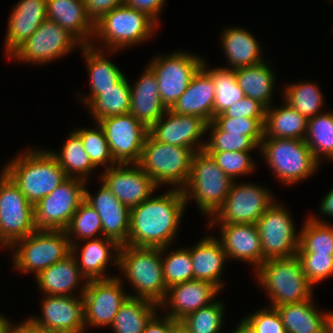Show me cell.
Returning <instances> with one entry per match:
<instances>
[{"mask_svg":"<svg viewBox=\"0 0 333 333\" xmlns=\"http://www.w3.org/2000/svg\"><path fill=\"white\" fill-rule=\"evenodd\" d=\"M234 333H255V331L250 326V324L245 319H243V321H241V323L235 329Z\"/></svg>","mask_w":333,"mask_h":333,"instance_id":"obj_58","label":"cell"},{"mask_svg":"<svg viewBox=\"0 0 333 333\" xmlns=\"http://www.w3.org/2000/svg\"><path fill=\"white\" fill-rule=\"evenodd\" d=\"M234 75L245 96L259 101L266 108L270 107L276 80L265 61L258 65L235 69Z\"/></svg>","mask_w":333,"mask_h":333,"instance_id":"obj_35","label":"cell"},{"mask_svg":"<svg viewBox=\"0 0 333 333\" xmlns=\"http://www.w3.org/2000/svg\"><path fill=\"white\" fill-rule=\"evenodd\" d=\"M103 129L111 154L117 163L134 164L141 158L149 129L130 113L97 121Z\"/></svg>","mask_w":333,"mask_h":333,"instance_id":"obj_16","label":"cell"},{"mask_svg":"<svg viewBox=\"0 0 333 333\" xmlns=\"http://www.w3.org/2000/svg\"><path fill=\"white\" fill-rule=\"evenodd\" d=\"M85 278L71 253L36 275V282L45 295L73 296L72 292Z\"/></svg>","mask_w":333,"mask_h":333,"instance_id":"obj_30","label":"cell"},{"mask_svg":"<svg viewBox=\"0 0 333 333\" xmlns=\"http://www.w3.org/2000/svg\"><path fill=\"white\" fill-rule=\"evenodd\" d=\"M87 243L82 246L81 257L78 258L76 253L78 248L77 243L72 241L71 253L75 256L80 273L88 280L110 279L113 277L105 276L104 271L109 265V261H113L118 267L120 245L112 239L105 238L102 240L99 237L87 239ZM113 248L111 252L109 251Z\"/></svg>","mask_w":333,"mask_h":333,"instance_id":"obj_28","label":"cell"},{"mask_svg":"<svg viewBox=\"0 0 333 333\" xmlns=\"http://www.w3.org/2000/svg\"><path fill=\"white\" fill-rule=\"evenodd\" d=\"M163 317V318H162ZM160 316L156 314L146 324L143 333H171L172 329L179 323L171 317ZM161 318V319H160Z\"/></svg>","mask_w":333,"mask_h":333,"instance_id":"obj_55","label":"cell"},{"mask_svg":"<svg viewBox=\"0 0 333 333\" xmlns=\"http://www.w3.org/2000/svg\"><path fill=\"white\" fill-rule=\"evenodd\" d=\"M245 320L255 333H287L275 307L263 308V310L249 315Z\"/></svg>","mask_w":333,"mask_h":333,"instance_id":"obj_51","label":"cell"},{"mask_svg":"<svg viewBox=\"0 0 333 333\" xmlns=\"http://www.w3.org/2000/svg\"><path fill=\"white\" fill-rule=\"evenodd\" d=\"M172 190V191H171ZM150 197L130 209V231L126 245L135 247H168L187 204L182 189H171Z\"/></svg>","mask_w":333,"mask_h":333,"instance_id":"obj_1","label":"cell"},{"mask_svg":"<svg viewBox=\"0 0 333 333\" xmlns=\"http://www.w3.org/2000/svg\"><path fill=\"white\" fill-rule=\"evenodd\" d=\"M97 126L98 129L84 128L74 132L80 137L86 153L96 168L101 165L105 166L108 162L111 167L118 165L111 154L103 129L99 124Z\"/></svg>","mask_w":333,"mask_h":333,"instance_id":"obj_47","label":"cell"},{"mask_svg":"<svg viewBox=\"0 0 333 333\" xmlns=\"http://www.w3.org/2000/svg\"><path fill=\"white\" fill-rule=\"evenodd\" d=\"M171 333H188L183 326L178 323L171 331Z\"/></svg>","mask_w":333,"mask_h":333,"instance_id":"obj_61","label":"cell"},{"mask_svg":"<svg viewBox=\"0 0 333 333\" xmlns=\"http://www.w3.org/2000/svg\"><path fill=\"white\" fill-rule=\"evenodd\" d=\"M3 171L33 206L68 179L58 160L42 149L18 155Z\"/></svg>","mask_w":333,"mask_h":333,"instance_id":"obj_2","label":"cell"},{"mask_svg":"<svg viewBox=\"0 0 333 333\" xmlns=\"http://www.w3.org/2000/svg\"><path fill=\"white\" fill-rule=\"evenodd\" d=\"M285 103L305 116L312 118L320 113V108L324 104L323 95L317 83H296L285 86Z\"/></svg>","mask_w":333,"mask_h":333,"instance_id":"obj_42","label":"cell"},{"mask_svg":"<svg viewBox=\"0 0 333 333\" xmlns=\"http://www.w3.org/2000/svg\"><path fill=\"white\" fill-rule=\"evenodd\" d=\"M47 20L58 23L82 45H91L94 23L86 12L84 0H47Z\"/></svg>","mask_w":333,"mask_h":333,"instance_id":"obj_27","label":"cell"},{"mask_svg":"<svg viewBox=\"0 0 333 333\" xmlns=\"http://www.w3.org/2000/svg\"><path fill=\"white\" fill-rule=\"evenodd\" d=\"M190 255L193 278L210 282L221 290L223 286L221 273L228 258L220 241L216 237H204L190 249Z\"/></svg>","mask_w":333,"mask_h":333,"instance_id":"obj_29","label":"cell"},{"mask_svg":"<svg viewBox=\"0 0 333 333\" xmlns=\"http://www.w3.org/2000/svg\"><path fill=\"white\" fill-rule=\"evenodd\" d=\"M86 12L95 23L112 9L124 4V0H84Z\"/></svg>","mask_w":333,"mask_h":333,"instance_id":"obj_53","label":"cell"},{"mask_svg":"<svg viewBox=\"0 0 333 333\" xmlns=\"http://www.w3.org/2000/svg\"><path fill=\"white\" fill-rule=\"evenodd\" d=\"M159 305L144 298L128 297L111 325L115 333H143L146 324L157 314Z\"/></svg>","mask_w":333,"mask_h":333,"instance_id":"obj_36","label":"cell"},{"mask_svg":"<svg viewBox=\"0 0 333 333\" xmlns=\"http://www.w3.org/2000/svg\"><path fill=\"white\" fill-rule=\"evenodd\" d=\"M219 291L215 285L207 281L195 279L186 281L168 288L159 308L170 306L171 310L169 311L171 312L165 316L179 322L188 314L214 302V297L219 294Z\"/></svg>","mask_w":333,"mask_h":333,"instance_id":"obj_22","label":"cell"},{"mask_svg":"<svg viewBox=\"0 0 333 333\" xmlns=\"http://www.w3.org/2000/svg\"><path fill=\"white\" fill-rule=\"evenodd\" d=\"M156 25L146 13L122 4L94 23V34L112 52L146 41L152 37Z\"/></svg>","mask_w":333,"mask_h":333,"instance_id":"obj_7","label":"cell"},{"mask_svg":"<svg viewBox=\"0 0 333 333\" xmlns=\"http://www.w3.org/2000/svg\"><path fill=\"white\" fill-rule=\"evenodd\" d=\"M194 154L190 148L159 142L148 133L137 164L157 186L167 183L175 189H183L189 178Z\"/></svg>","mask_w":333,"mask_h":333,"instance_id":"obj_5","label":"cell"},{"mask_svg":"<svg viewBox=\"0 0 333 333\" xmlns=\"http://www.w3.org/2000/svg\"><path fill=\"white\" fill-rule=\"evenodd\" d=\"M203 60L178 51L165 57H155L149 63L157 77L160 98L167 109H171L186 91L191 79L202 67Z\"/></svg>","mask_w":333,"mask_h":333,"instance_id":"obj_14","label":"cell"},{"mask_svg":"<svg viewBox=\"0 0 333 333\" xmlns=\"http://www.w3.org/2000/svg\"><path fill=\"white\" fill-rule=\"evenodd\" d=\"M256 270L258 281L272 301L270 307L298 303L312 297L313 286L296 255L265 260Z\"/></svg>","mask_w":333,"mask_h":333,"instance_id":"obj_4","label":"cell"},{"mask_svg":"<svg viewBox=\"0 0 333 333\" xmlns=\"http://www.w3.org/2000/svg\"><path fill=\"white\" fill-rule=\"evenodd\" d=\"M86 182L68 178L34 206V225L38 230H65L85 200Z\"/></svg>","mask_w":333,"mask_h":333,"instance_id":"obj_11","label":"cell"},{"mask_svg":"<svg viewBox=\"0 0 333 333\" xmlns=\"http://www.w3.org/2000/svg\"><path fill=\"white\" fill-rule=\"evenodd\" d=\"M233 181L223 205L212 216L213 224H256L262 214L274 203L272 194L253 184ZM216 221V222H215Z\"/></svg>","mask_w":333,"mask_h":333,"instance_id":"obj_12","label":"cell"},{"mask_svg":"<svg viewBox=\"0 0 333 333\" xmlns=\"http://www.w3.org/2000/svg\"><path fill=\"white\" fill-rule=\"evenodd\" d=\"M63 145L60 153L50 151L51 154L58 160L68 178H78L86 182L87 176L96 167L86 153L80 137L73 131Z\"/></svg>","mask_w":333,"mask_h":333,"instance_id":"obj_37","label":"cell"},{"mask_svg":"<svg viewBox=\"0 0 333 333\" xmlns=\"http://www.w3.org/2000/svg\"><path fill=\"white\" fill-rule=\"evenodd\" d=\"M165 1L166 0H124V4L146 13L158 23L159 12H161Z\"/></svg>","mask_w":333,"mask_h":333,"instance_id":"obj_54","label":"cell"},{"mask_svg":"<svg viewBox=\"0 0 333 333\" xmlns=\"http://www.w3.org/2000/svg\"><path fill=\"white\" fill-rule=\"evenodd\" d=\"M81 49L86 59L91 84V94L88 98L84 97L82 101L89 106L102 93V90L114 88L124 74L93 45H82Z\"/></svg>","mask_w":333,"mask_h":333,"instance_id":"obj_31","label":"cell"},{"mask_svg":"<svg viewBox=\"0 0 333 333\" xmlns=\"http://www.w3.org/2000/svg\"><path fill=\"white\" fill-rule=\"evenodd\" d=\"M167 247H135L122 245L118 269L137 290L132 298H144L158 305L164 300L167 286L164 281L162 255Z\"/></svg>","mask_w":333,"mask_h":333,"instance_id":"obj_3","label":"cell"},{"mask_svg":"<svg viewBox=\"0 0 333 333\" xmlns=\"http://www.w3.org/2000/svg\"><path fill=\"white\" fill-rule=\"evenodd\" d=\"M131 90L124 76L114 88L102 90V93L88 106L96 119L129 113Z\"/></svg>","mask_w":333,"mask_h":333,"instance_id":"obj_38","label":"cell"},{"mask_svg":"<svg viewBox=\"0 0 333 333\" xmlns=\"http://www.w3.org/2000/svg\"><path fill=\"white\" fill-rule=\"evenodd\" d=\"M75 296L46 295L41 303L43 318H29L36 326L61 333L85 331L82 294Z\"/></svg>","mask_w":333,"mask_h":333,"instance_id":"obj_20","label":"cell"},{"mask_svg":"<svg viewBox=\"0 0 333 333\" xmlns=\"http://www.w3.org/2000/svg\"><path fill=\"white\" fill-rule=\"evenodd\" d=\"M324 333H333V312L325 313Z\"/></svg>","mask_w":333,"mask_h":333,"instance_id":"obj_59","label":"cell"},{"mask_svg":"<svg viewBox=\"0 0 333 333\" xmlns=\"http://www.w3.org/2000/svg\"><path fill=\"white\" fill-rule=\"evenodd\" d=\"M105 169L101 181L129 209L149 199L157 188L153 179L137 163L106 165Z\"/></svg>","mask_w":333,"mask_h":333,"instance_id":"obj_18","label":"cell"},{"mask_svg":"<svg viewBox=\"0 0 333 333\" xmlns=\"http://www.w3.org/2000/svg\"><path fill=\"white\" fill-rule=\"evenodd\" d=\"M13 328V324L0 314V333H9Z\"/></svg>","mask_w":333,"mask_h":333,"instance_id":"obj_60","label":"cell"},{"mask_svg":"<svg viewBox=\"0 0 333 333\" xmlns=\"http://www.w3.org/2000/svg\"><path fill=\"white\" fill-rule=\"evenodd\" d=\"M206 127L207 122L201 117L177 114L167 109L149 128V134L159 142L190 148L196 153L204 150L205 143L197 144L206 133Z\"/></svg>","mask_w":333,"mask_h":333,"instance_id":"obj_19","label":"cell"},{"mask_svg":"<svg viewBox=\"0 0 333 333\" xmlns=\"http://www.w3.org/2000/svg\"><path fill=\"white\" fill-rule=\"evenodd\" d=\"M221 39L224 54L231 69L254 66L264 62L259 43L249 31L239 27L228 28L223 31Z\"/></svg>","mask_w":333,"mask_h":333,"instance_id":"obj_32","label":"cell"},{"mask_svg":"<svg viewBox=\"0 0 333 333\" xmlns=\"http://www.w3.org/2000/svg\"><path fill=\"white\" fill-rule=\"evenodd\" d=\"M312 299L275 307L287 333H324L325 312H319Z\"/></svg>","mask_w":333,"mask_h":333,"instance_id":"obj_33","label":"cell"},{"mask_svg":"<svg viewBox=\"0 0 333 333\" xmlns=\"http://www.w3.org/2000/svg\"><path fill=\"white\" fill-rule=\"evenodd\" d=\"M322 214L333 217V188L327 192L326 196L320 204V210Z\"/></svg>","mask_w":333,"mask_h":333,"instance_id":"obj_57","label":"cell"},{"mask_svg":"<svg viewBox=\"0 0 333 333\" xmlns=\"http://www.w3.org/2000/svg\"><path fill=\"white\" fill-rule=\"evenodd\" d=\"M322 113L308 119L304 139L318 163L321 156L333 160V113Z\"/></svg>","mask_w":333,"mask_h":333,"instance_id":"obj_40","label":"cell"},{"mask_svg":"<svg viewBox=\"0 0 333 333\" xmlns=\"http://www.w3.org/2000/svg\"><path fill=\"white\" fill-rule=\"evenodd\" d=\"M212 121L222 131L250 136L259 146L262 142L265 119L214 117Z\"/></svg>","mask_w":333,"mask_h":333,"instance_id":"obj_49","label":"cell"},{"mask_svg":"<svg viewBox=\"0 0 333 333\" xmlns=\"http://www.w3.org/2000/svg\"><path fill=\"white\" fill-rule=\"evenodd\" d=\"M303 225L297 254L333 255V226L313 215Z\"/></svg>","mask_w":333,"mask_h":333,"instance_id":"obj_39","label":"cell"},{"mask_svg":"<svg viewBox=\"0 0 333 333\" xmlns=\"http://www.w3.org/2000/svg\"><path fill=\"white\" fill-rule=\"evenodd\" d=\"M233 180L204 150L192 159L188 181L182 189L186 201L195 199L199 210L211 217L223 205Z\"/></svg>","mask_w":333,"mask_h":333,"instance_id":"obj_6","label":"cell"},{"mask_svg":"<svg viewBox=\"0 0 333 333\" xmlns=\"http://www.w3.org/2000/svg\"><path fill=\"white\" fill-rule=\"evenodd\" d=\"M14 246V267L22 273L32 271L35 276L71 254V244L64 230L37 229L16 241L10 248Z\"/></svg>","mask_w":333,"mask_h":333,"instance_id":"obj_9","label":"cell"},{"mask_svg":"<svg viewBox=\"0 0 333 333\" xmlns=\"http://www.w3.org/2000/svg\"><path fill=\"white\" fill-rule=\"evenodd\" d=\"M0 175V246L11 247L37 229L34 206L4 172Z\"/></svg>","mask_w":333,"mask_h":333,"instance_id":"obj_10","label":"cell"},{"mask_svg":"<svg viewBox=\"0 0 333 333\" xmlns=\"http://www.w3.org/2000/svg\"><path fill=\"white\" fill-rule=\"evenodd\" d=\"M225 306L216 300L184 317L179 323L188 333H219ZM219 331V332H218Z\"/></svg>","mask_w":333,"mask_h":333,"instance_id":"obj_43","label":"cell"},{"mask_svg":"<svg viewBox=\"0 0 333 333\" xmlns=\"http://www.w3.org/2000/svg\"><path fill=\"white\" fill-rule=\"evenodd\" d=\"M293 219L283 205L274 202L257 220L263 250V262L297 254L300 233L296 234Z\"/></svg>","mask_w":333,"mask_h":333,"instance_id":"obj_13","label":"cell"},{"mask_svg":"<svg viewBox=\"0 0 333 333\" xmlns=\"http://www.w3.org/2000/svg\"><path fill=\"white\" fill-rule=\"evenodd\" d=\"M266 107L259 101L245 96L243 99L234 103L222 114L214 117H246L253 119H265Z\"/></svg>","mask_w":333,"mask_h":333,"instance_id":"obj_52","label":"cell"},{"mask_svg":"<svg viewBox=\"0 0 333 333\" xmlns=\"http://www.w3.org/2000/svg\"><path fill=\"white\" fill-rule=\"evenodd\" d=\"M130 90L129 113L149 129L167 110L160 98L157 77L149 66Z\"/></svg>","mask_w":333,"mask_h":333,"instance_id":"obj_26","label":"cell"},{"mask_svg":"<svg viewBox=\"0 0 333 333\" xmlns=\"http://www.w3.org/2000/svg\"><path fill=\"white\" fill-rule=\"evenodd\" d=\"M82 44L58 23L45 20L12 55L18 61L45 64Z\"/></svg>","mask_w":333,"mask_h":333,"instance_id":"obj_17","label":"cell"},{"mask_svg":"<svg viewBox=\"0 0 333 333\" xmlns=\"http://www.w3.org/2000/svg\"><path fill=\"white\" fill-rule=\"evenodd\" d=\"M308 282L313 286L333 275V255L296 254Z\"/></svg>","mask_w":333,"mask_h":333,"instance_id":"obj_50","label":"cell"},{"mask_svg":"<svg viewBox=\"0 0 333 333\" xmlns=\"http://www.w3.org/2000/svg\"><path fill=\"white\" fill-rule=\"evenodd\" d=\"M85 201L100 216L103 236L120 246L126 245L130 231V209L103 182L94 196L85 188Z\"/></svg>","mask_w":333,"mask_h":333,"instance_id":"obj_21","label":"cell"},{"mask_svg":"<svg viewBox=\"0 0 333 333\" xmlns=\"http://www.w3.org/2000/svg\"><path fill=\"white\" fill-rule=\"evenodd\" d=\"M308 119L287 103L266 108L263 138L305 139Z\"/></svg>","mask_w":333,"mask_h":333,"instance_id":"obj_34","label":"cell"},{"mask_svg":"<svg viewBox=\"0 0 333 333\" xmlns=\"http://www.w3.org/2000/svg\"><path fill=\"white\" fill-rule=\"evenodd\" d=\"M163 276L167 289L194 280L190 249H177L162 258Z\"/></svg>","mask_w":333,"mask_h":333,"instance_id":"obj_46","label":"cell"},{"mask_svg":"<svg viewBox=\"0 0 333 333\" xmlns=\"http://www.w3.org/2000/svg\"><path fill=\"white\" fill-rule=\"evenodd\" d=\"M82 284L84 321L86 326L105 327L114 322L121 305L129 297L117 276L110 279L88 280Z\"/></svg>","mask_w":333,"mask_h":333,"instance_id":"obj_15","label":"cell"},{"mask_svg":"<svg viewBox=\"0 0 333 333\" xmlns=\"http://www.w3.org/2000/svg\"><path fill=\"white\" fill-rule=\"evenodd\" d=\"M19 333H61L40 328L34 325L29 319L23 323L13 326Z\"/></svg>","mask_w":333,"mask_h":333,"instance_id":"obj_56","label":"cell"},{"mask_svg":"<svg viewBox=\"0 0 333 333\" xmlns=\"http://www.w3.org/2000/svg\"><path fill=\"white\" fill-rule=\"evenodd\" d=\"M218 239L227 258L251 263L255 270L263 263V250L256 224H220Z\"/></svg>","mask_w":333,"mask_h":333,"instance_id":"obj_25","label":"cell"},{"mask_svg":"<svg viewBox=\"0 0 333 333\" xmlns=\"http://www.w3.org/2000/svg\"><path fill=\"white\" fill-rule=\"evenodd\" d=\"M46 19L47 0H20L9 17L5 41L7 55L11 58Z\"/></svg>","mask_w":333,"mask_h":333,"instance_id":"obj_24","label":"cell"},{"mask_svg":"<svg viewBox=\"0 0 333 333\" xmlns=\"http://www.w3.org/2000/svg\"><path fill=\"white\" fill-rule=\"evenodd\" d=\"M64 231L69 238L70 244H72L73 241L70 238L72 234L76 236L77 240L78 238H82L83 240L92 239L98 235L99 232L103 236L100 216L85 200L75 211Z\"/></svg>","mask_w":333,"mask_h":333,"instance_id":"obj_45","label":"cell"},{"mask_svg":"<svg viewBox=\"0 0 333 333\" xmlns=\"http://www.w3.org/2000/svg\"><path fill=\"white\" fill-rule=\"evenodd\" d=\"M260 153L285 184H296L315 172L318 162L302 139L263 138Z\"/></svg>","mask_w":333,"mask_h":333,"instance_id":"obj_8","label":"cell"},{"mask_svg":"<svg viewBox=\"0 0 333 333\" xmlns=\"http://www.w3.org/2000/svg\"><path fill=\"white\" fill-rule=\"evenodd\" d=\"M9 333H19V332L13 327Z\"/></svg>","mask_w":333,"mask_h":333,"instance_id":"obj_62","label":"cell"},{"mask_svg":"<svg viewBox=\"0 0 333 333\" xmlns=\"http://www.w3.org/2000/svg\"><path fill=\"white\" fill-rule=\"evenodd\" d=\"M250 151H221L206 152L216 162L221 170L225 172L233 181L239 175H246L254 170L255 165L249 156Z\"/></svg>","mask_w":333,"mask_h":333,"instance_id":"obj_48","label":"cell"},{"mask_svg":"<svg viewBox=\"0 0 333 333\" xmlns=\"http://www.w3.org/2000/svg\"><path fill=\"white\" fill-rule=\"evenodd\" d=\"M206 71L212 76L215 86L214 116L222 114L234 103L245 97L235 78V70L215 68Z\"/></svg>","mask_w":333,"mask_h":333,"instance_id":"obj_41","label":"cell"},{"mask_svg":"<svg viewBox=\"0 0 333 333\" xmlns=\"http://www.w3.org/2000/svg\"><path fill=\"white\" fill-rule=\"evenodd\" d=\"M208 130L212 132L210 139L204 142L205 152L251 151L255 148H260L250 136L222 131L213 121L207 123L206 131L208 132Z\"/></svg>","mask_w":333,"mask_h":333,"instance_id":"obj_44","label":"cell"},{"mask_svg":"<svg viewBox=\"0 0 333 333\" xmlns=\"http://www.w3.org/2000/svg\"><path fill=\"white\" fill-rule=\"evenodd\" d=\"M205 60L193 76L186 91L171 110L177 114L201 117L207 123L214 118L215 86L212 76L206 71Z\"/></svg>","mask_w":333,"mask_h":333,"instance_id":"obj_23","label":"cell"}]
</instances>
